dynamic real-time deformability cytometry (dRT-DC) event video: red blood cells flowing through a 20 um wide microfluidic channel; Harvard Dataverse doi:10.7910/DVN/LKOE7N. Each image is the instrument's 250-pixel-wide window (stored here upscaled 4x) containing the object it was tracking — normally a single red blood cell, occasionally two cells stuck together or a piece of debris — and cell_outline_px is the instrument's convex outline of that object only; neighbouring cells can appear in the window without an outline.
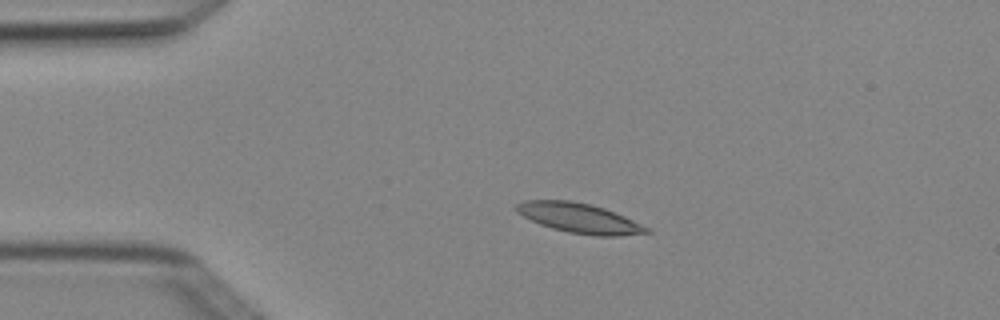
{"species": "Egyptian fruit bat (a non-hibernating species)", "species_latin": "Rousettus aegyptiacus", "temperature_condition": "cold", "stored_images_in_passage": 4, "camera_frame_rate_fps": 3000, "um_per_image_px": 0.085, "animal": {"sex": "female"}, "frame": {"image": 1, "passage_image": 3, "time_ms": 0.667, "image_size_px": [1000, 320], "cell_outline_px": [[652, 232], [620, 236], [596, 236], [568, 232], [552, 228], [540, 224], [516, 212], [516, 204], [524, 200], [572, 200], [592, 204], [604, 208], [624, 216], [652, 228]], "centroid_in_image_um": [49.29, 18.54], "position_along_channel_um": 35.7, "area_um2": 22.72}}